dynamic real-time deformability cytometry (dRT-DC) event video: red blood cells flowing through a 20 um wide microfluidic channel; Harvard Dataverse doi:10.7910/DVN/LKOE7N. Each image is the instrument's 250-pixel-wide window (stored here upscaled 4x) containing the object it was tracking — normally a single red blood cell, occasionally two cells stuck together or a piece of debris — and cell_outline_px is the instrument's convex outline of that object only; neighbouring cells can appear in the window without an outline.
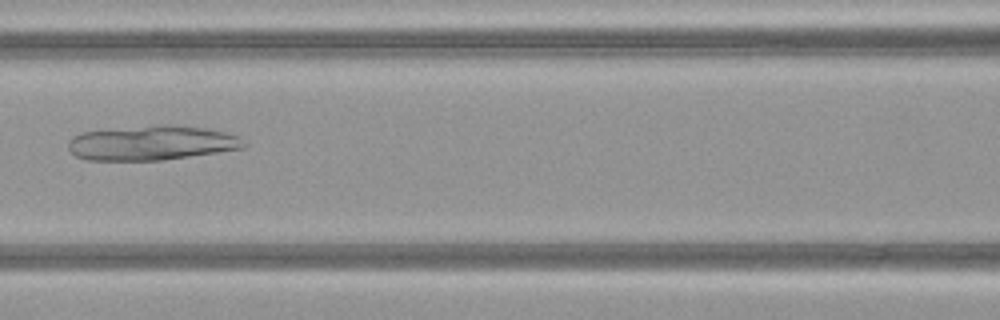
{"species": "common noctule bat (a hibernating species)", "species_latin": "Nyctalus noctula", "temperature_condition": "warm", "stored_images_in_passage": 49, "camera_frame_rate_fps": 3000, "um_per_image_px": 0.085, "animal": {"sex": "female", "body_mass_g": 21.9}, "frame": {"image": 1, "passage_image": 22, "time_ms": 7.0, "image_size_px": [1000, 320], "cell_outline_px": [[248, 144], [244, 148], [160, 160], [88, 160], [76, 156], [68, 148], [68, 140], [72, 136], [80, 132], [160, 124], [172, 124], [208, 128], [240, 136]], "centroid_in_image_um": [12.91, 12.13], "position_along_channel_um": 153.7, "area_um2": 35.55}}
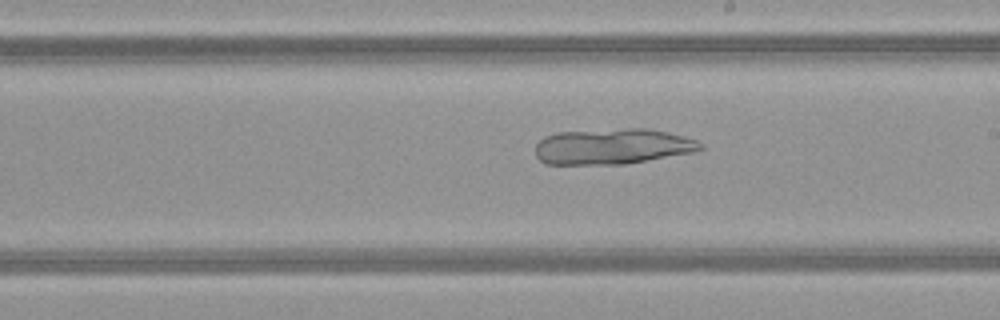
{"frame": {"image": 2, "passage_image": 28, "time_ms": 9.0, "image_size_px": [1000, 320], "cell_outline_px": [[704, 148], [696, 152], [624, 164], [544, 164], [536, 156], [536, 144], [544, 136], [556, 132], [628, 128], [644, 128], [684, 136], [696, 140], [704, 144]], "centroid_in_image_um": [52.06, 12.45], "position_along_channel_um": 236.9, "area_um2": 34.45}}
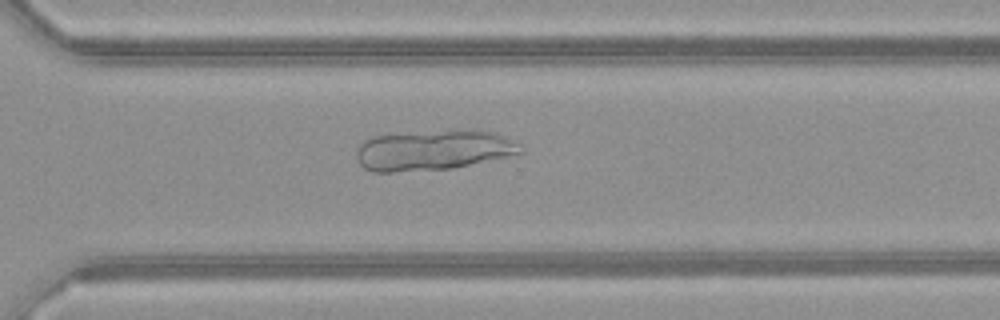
{"frame": {"image": 3, "passage_image": 35, "time_ms": 11.333, "image_size_px": [1000, 320], "cell_outline_px": [[524, 152], [512, 156], [452, 168], [392, 172], [372, 172], [364, 168], [356, 160], [356, 152], [360, 144], [364, 140], [372, 136], [444, 132], [492, 132], [504, 136], [520, 144], [524, 148]], "centroid_in_image_um": [36.82, 12.81], "position_along_channel_um": 333.8, "area_um2": 37.57}}